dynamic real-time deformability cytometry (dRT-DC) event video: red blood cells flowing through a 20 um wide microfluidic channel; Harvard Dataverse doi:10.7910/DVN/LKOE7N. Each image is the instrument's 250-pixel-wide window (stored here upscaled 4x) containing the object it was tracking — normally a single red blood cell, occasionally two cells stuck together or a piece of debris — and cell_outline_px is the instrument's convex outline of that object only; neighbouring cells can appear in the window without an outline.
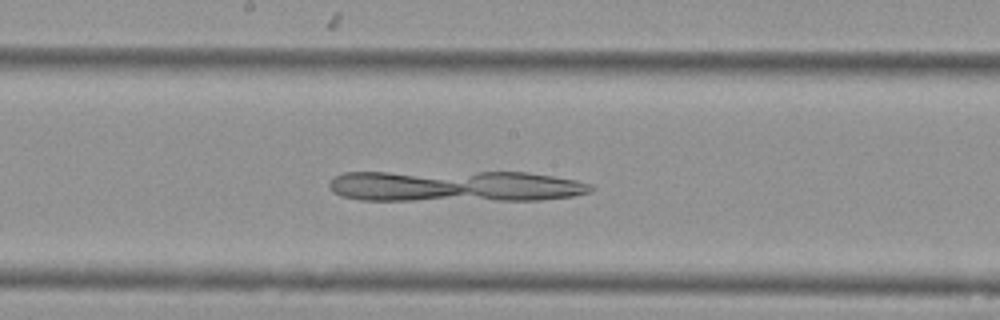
{"species": "Egyptian fruit bat (a non-hibernating species)", "species_latin": "Rousettus aegyptiacus", "temperature_condition": "cold", "stored_images_in_passage": 26, "camera_frame_rate_fps": 3000, "um_per_image_px": 0.085, "animal": {"sex": "female"}, "frame": {"image": 1, "passage_image": 18, "time_ms": 5.667, "image_size_px": [1000, 320], "cell_outline_px": [[592, 192], [572, 196], [540, 200], [360, 200], [340, 196], [332, 192], [328, 188], [328, 184], [336, 176], [344, 172], [524, 172], [552, 176], [576, 180], [588, 184], [592, 188]], "centroid_in_image_um": [38.62, 15.82], "position_along_channel_um": 209.6, "area_um2": 47.86}}
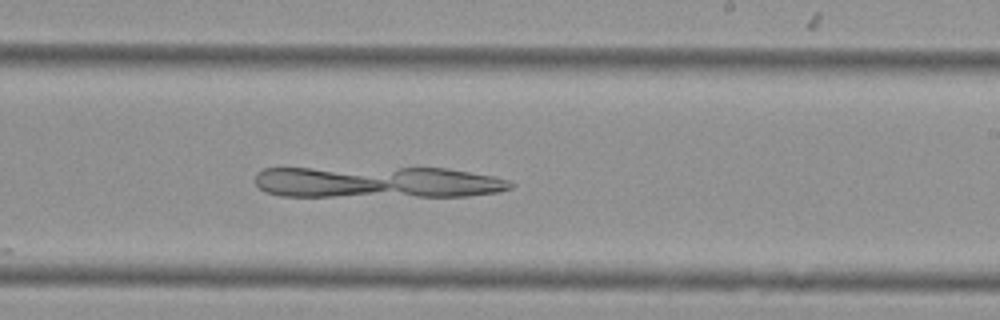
{"frame": {"image": 2, "passage_image": 22, "time_ms": 7.0, "image_size_px": [1000, 320], "cell_outline_px": [[516, 184], [512, 188], [500, 192], [468, 196], [280, 196], [264, 192], [256, 184], [256, 172], [264, 168], [448, 168], [492, 176], [508, 180]], "centroid_in_image_um": [32.09, 15.49], "position_along_channel_um": 256.9, "area_um2": 47.28}}